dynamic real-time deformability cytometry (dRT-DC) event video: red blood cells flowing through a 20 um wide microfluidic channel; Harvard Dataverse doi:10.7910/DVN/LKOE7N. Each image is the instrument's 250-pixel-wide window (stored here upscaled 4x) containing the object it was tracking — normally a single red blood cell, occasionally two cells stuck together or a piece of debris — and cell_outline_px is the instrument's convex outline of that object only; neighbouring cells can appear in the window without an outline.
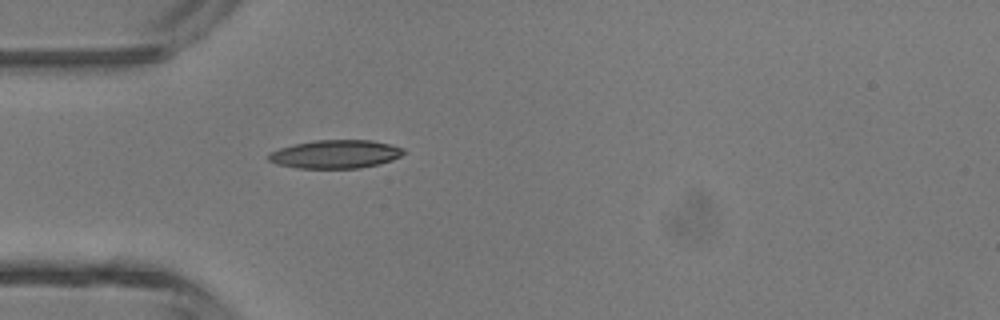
{"species": "common noctule bat (a hibernating species)", "species_latin": "Nyctalus noctula", "temperature_condition": "room temperature", "stored_images_in_passage": 1, "camera_frame_rate_fps": 3000, "um_per_image_px": 0.085, "animal": {"sex": "male", "body_mass_g": 13.3}, "frame": {"image": 1, "passage_image": 1, "time_ms": 0.0, "image_size_px": [1000, 320], "cell_outline_px": [[408, 152], [392, 160], [380, 164], [360, 168], [296, 168], [276, 164], [268, 160], [268, 152], [280, 148], [296, 144], [316, 140], [372, 140], [404, 148]], "centroid_in_image_um": [28.53, 13.11], "position_along_channel_um": 56.5, "area_um2": 22.43}}